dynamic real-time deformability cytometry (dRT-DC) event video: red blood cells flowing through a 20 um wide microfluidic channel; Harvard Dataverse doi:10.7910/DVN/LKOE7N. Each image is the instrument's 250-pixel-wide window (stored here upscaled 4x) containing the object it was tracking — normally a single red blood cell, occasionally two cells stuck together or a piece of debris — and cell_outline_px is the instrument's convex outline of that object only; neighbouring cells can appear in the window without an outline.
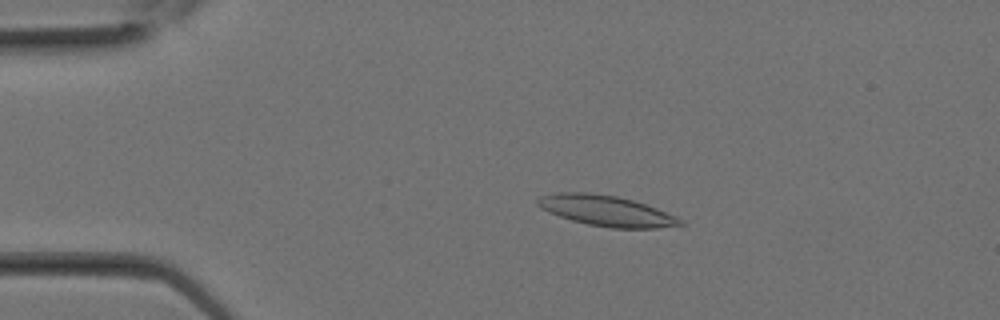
{"species": "Egyptian fruit bat (a non-hibernating species)", "species_latin": "Rousettus aegyptiacus", "temperature_condition": "room temperature", "stored_images_in_passage": 19, "camera_frame_rate_fps": 3000, "um_per_image_px": 0.085, "animal": {"sex": "female"}, "frame": {"image": 1, "passage_image": 6, "time_ms": 1.667, "image_size_px": [1000, 320], "cell_outline_px": [[684, 224], [656, 228], [612, 228], [588, 224], [572, 220], [560, 216], [540, 208], [536, 204], [536, 200], [540, 196], [556, 192], [588, 192], [616, 196], [632, 200], [656, 208], [676, 216]], "centroid_in_image_um": [51.49, 17.9], "position_along_channel_um": 33.5, "area_um2": 25.14}}
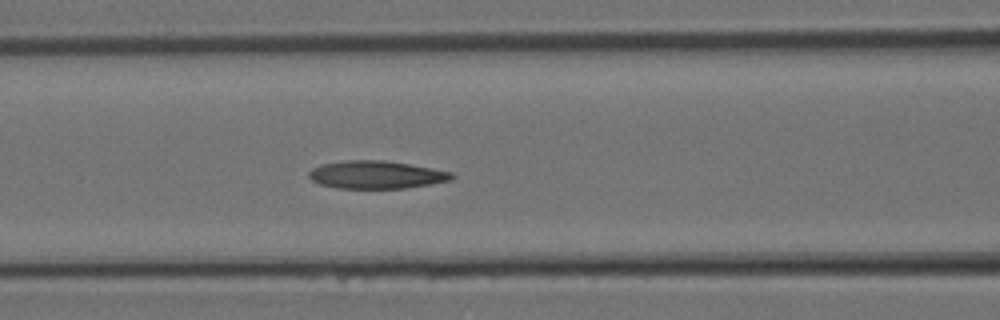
{"frame": {"image": 2, "passage_image": 12, "time_ms": 3.667, "image_size_px": [1000, 320], "cell_outline_px": [[456, 176], [452, 180], [404, 188], [336, 188], [320, 184], [312, 180], [308, 176], [308, 172], [312, 168], [320, 164], [344, 160], [384, 160], [432, 168], [452, 172]], "centroid_in_image_um": [31.96, 14.84], "position_along_channel_um": 134.6, "area_um2": 23.18}}
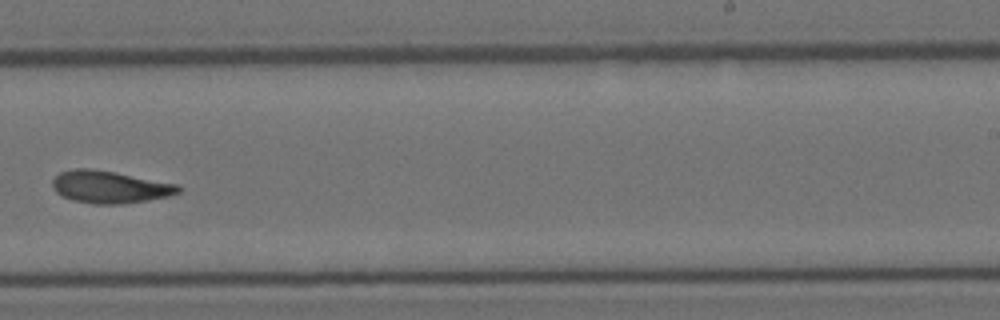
{"frame": {"image": 3, "passage_image": 18, "time_ms": 5.667, "image_size_px": [1000, 320], "cell_outline_px": [[180, 192], [168, 196], [148, 200], [124, 204], [92, 204], [72, 200], [56, 192], [52, 188], [52, 180], [60, 172], [72, 168], [92, 168], [116, 172], [180, 184]], "centroid_in_image_um": [9.33, 15.88], "position_along_channel_um": 279.7, "area_um2": 23.99}}